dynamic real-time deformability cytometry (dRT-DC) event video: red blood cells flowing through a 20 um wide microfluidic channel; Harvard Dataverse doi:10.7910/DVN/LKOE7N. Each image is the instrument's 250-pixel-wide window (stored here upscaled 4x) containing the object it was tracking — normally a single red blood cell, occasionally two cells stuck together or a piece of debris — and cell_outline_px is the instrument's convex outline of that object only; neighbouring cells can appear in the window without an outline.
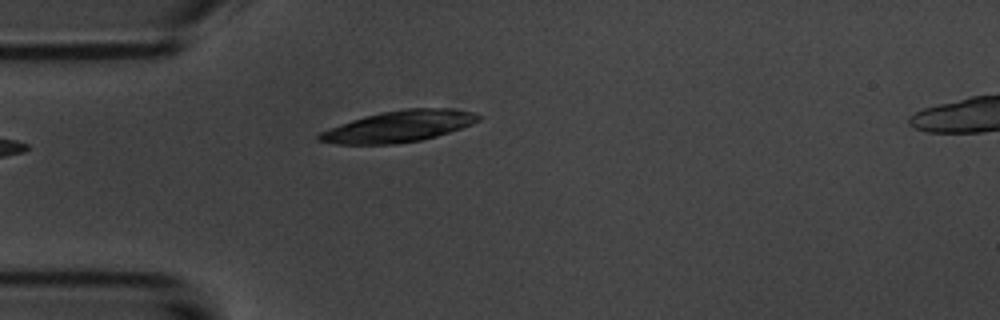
{"species": "common noctule bat (a hibernating species)", "species_latin": "Nyctalus noctula", "temperature_condition": "room temperature", "stored_images_in_passage": 5, "camera_frame_rate_fps": 3000, "um_per_image_px": 0.085, "animal": {"sex": "male", "body_mass_g": 20.1, "forearm_length_mm": 53.5}, "frame": {"image": 1, "passage_image": 5, "time_ms": 4.667, "image_size_px": [1000, 320], "cell_outline_px": [[484, 116], [480, 120], [472, 124], [436, 136], [420, 140], [396, 144], [336, 144], [316, 140], [316, 136], [320, 132], [328, 128], [364, 116], [380, 112], [404, 108], [448, 108], [476, 112]], "centroid_in_image_um": [33.91, 10.73], "position_along_channel_um": 51.1, "area_um2": 29.25}}